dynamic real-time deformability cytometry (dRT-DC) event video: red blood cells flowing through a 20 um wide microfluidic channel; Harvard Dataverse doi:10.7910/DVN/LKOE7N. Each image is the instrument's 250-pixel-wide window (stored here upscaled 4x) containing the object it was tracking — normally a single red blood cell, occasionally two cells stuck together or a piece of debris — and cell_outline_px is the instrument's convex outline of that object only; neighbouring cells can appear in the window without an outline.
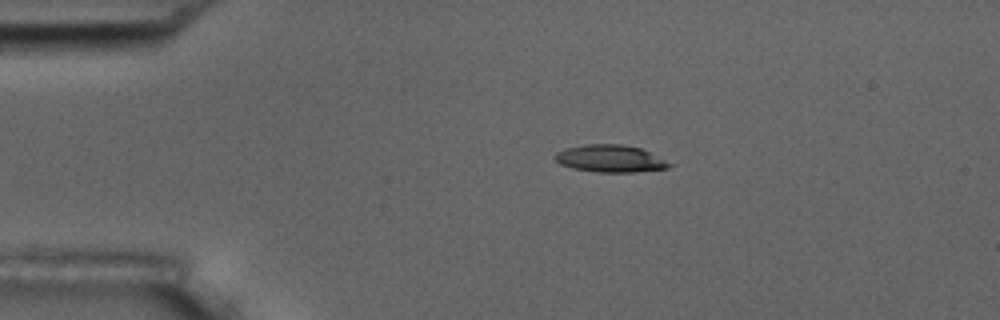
{"species": "common noctule bat (a hibernating species)", "species_latin": "Nyctalus noctula", "temperature_condition": "room temperature", "stored_images_in_passage": 6, "camera_frame_rate_fps": 3000, "um_per_image_px": 0.085, "animal": {"sex": "male", "body_mass_g": 17.5, "forearm_length_mm": 52.3}, "frame": {"image": 1, "passage_image": 6, "time_ms": 6.0, "image_size_px": [1000, 320], "cell_outline_px": [[676, 164], [668, 168], [636, 172], [596, 172], [572, 168], [560, 164], [552, 156], [556, 152], [564, 148], [584, 144], [620, 144], [640, 148]], "centroid_in_image_um": [51.87, 13.48], "position_along_channel_um": 33.1, "area_um2": 18.38}}